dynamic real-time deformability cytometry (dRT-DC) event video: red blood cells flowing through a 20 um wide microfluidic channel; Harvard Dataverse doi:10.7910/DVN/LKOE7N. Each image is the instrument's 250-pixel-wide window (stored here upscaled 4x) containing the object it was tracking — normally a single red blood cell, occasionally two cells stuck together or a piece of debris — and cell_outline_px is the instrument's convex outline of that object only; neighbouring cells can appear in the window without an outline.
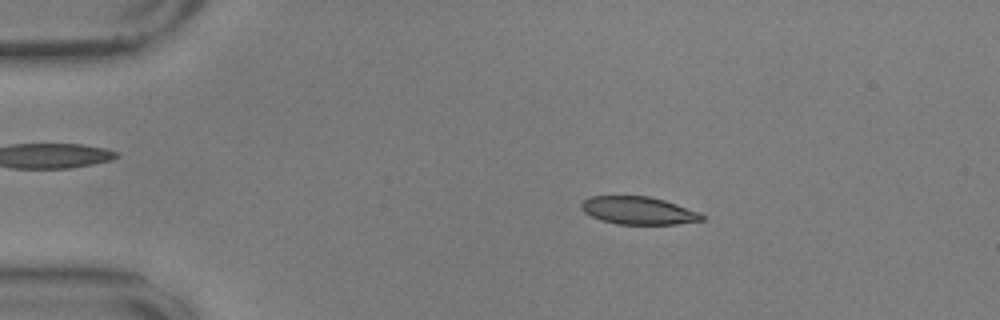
{"species": "common noctule bat (a hibernating species)", "species_latin": "Nyctalus noctula", "temperature_condition": "warm", "stored_images_in_passage": 56, "camera_frame_rate_fps": 3000, "um_per_image_px": 0.085, "animal": {"sex": "male", "body_mass_g": 17.9, "forearm_length_mm": 54.2}, "frame": {"image": 1, "passage_image": 10, "time_ms": 3.0, "image_size_px": [1000, 320], "cell_outline_px": [[704, 220], [676, 224], [616, 224], [600, 220], [584, 212], [580, 208], [580, 204], [588, 196], [648, 196], [664, 200], [700, 212], [704, 216]], "centroid_in_image_um": [54.24, 17.89], "position_along_channel_um": 30.8, "area_um2": 19.54}}
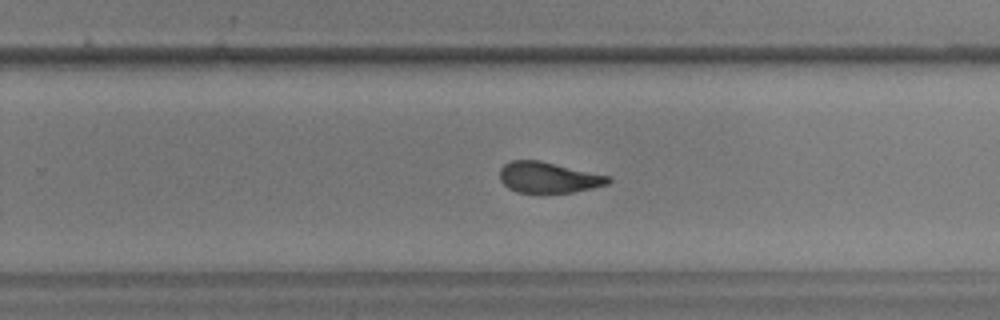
{"frame": {"image": 2, "passage_image": 36, "time_ms": 11.667, "image_size_px": [1000, 320], "cell_outline_px": [[612, 180], [608, 184], [592, 188], [572, 192], [516, 192], [508, 188], [500, 180], [500, 168], [504, 164], [512, 160], [540, 160], [608, 176]], "centroid_in_image_um": [46.58, 15.07], "position_along_channel_um": 283.2, "area_um2": 19.31}}
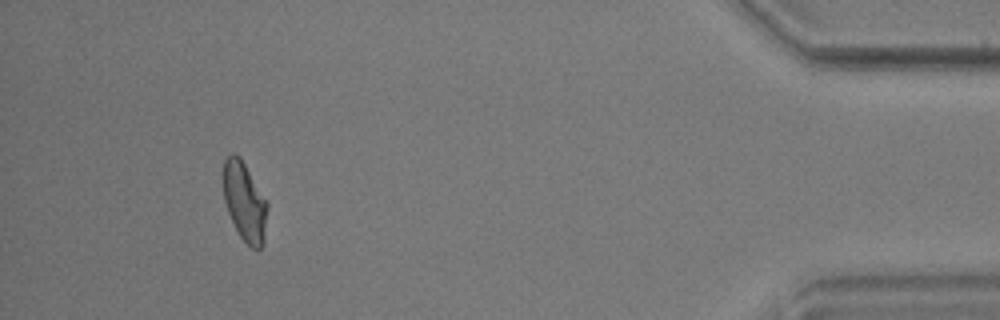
{"frame": {"image": 3, "passage_image": 52, "time_ms": 17.0, "image_size_px": [1000, 320], "cell_outline_px": [[268, 208], [264, 240], [260, 248], [256, 252], [240, 236], [228, 212], [224, 200], [224, 160], [232, 152], [240, 156], [268, 200]], "centroid_in_image_um": [20.83, 17.13], "position_along_channel_um": 414.4, "area_um2": 20.4}, "authors_computed_cell_mechanics": {"area_um2": 20.4612, "velocity_mm_per_s": 3.5753, "shape_relaxation_time_tau1_ms": 8.3033, "shape_relaxation_time_tau2_ms": 1.8621, "deformation_change_tau1": 0.2079, "deformation_change_tau2": 0.0737}}